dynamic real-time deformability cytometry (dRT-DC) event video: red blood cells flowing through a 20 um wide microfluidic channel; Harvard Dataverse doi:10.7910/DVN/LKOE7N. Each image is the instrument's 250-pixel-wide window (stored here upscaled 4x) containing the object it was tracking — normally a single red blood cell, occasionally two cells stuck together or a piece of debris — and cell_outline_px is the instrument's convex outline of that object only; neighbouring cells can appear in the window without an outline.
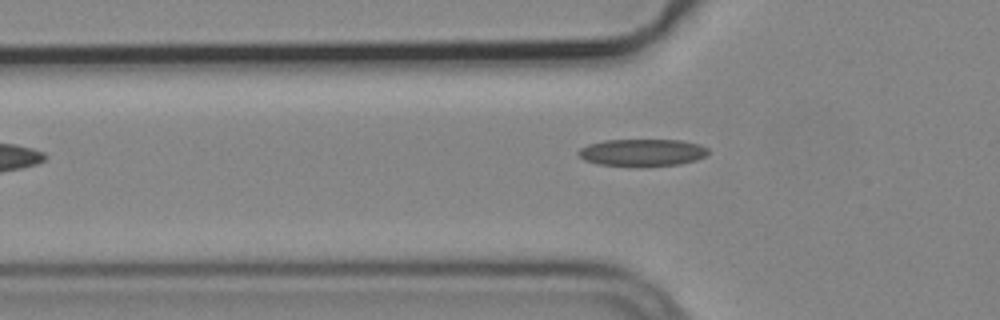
{"species": "common noctule bat (a hibernating species)", "species_latin": "Nyctalus noctula", "temperature_condition": "cold", "stored_images_in_passage": 5, "camera_frame_rate_fps": 3000, "um_per_image_px": 0.085, "animal": {"sex": "male", "body_mass_g": 19.2, "forearm_length_mm": 51.8}, "frame": {"image": 1, "passage_image": 5, "time_ms": 1.333, "image_size_px": [1000, 320], "cell_outline_px": [[708, 152], [704, 156], [696, 160], [680, 164], [644, 168], [632, 168], [596, 164], [584, 160], [576, 152], [580, 148], [588, 144], [604, 140], [680, 140], [700, 144], [708, 148]], "centroid_in_image_um": [54.56, 13.0], "position_along_channel_um": 71.2, "area_um2": 21.27}}